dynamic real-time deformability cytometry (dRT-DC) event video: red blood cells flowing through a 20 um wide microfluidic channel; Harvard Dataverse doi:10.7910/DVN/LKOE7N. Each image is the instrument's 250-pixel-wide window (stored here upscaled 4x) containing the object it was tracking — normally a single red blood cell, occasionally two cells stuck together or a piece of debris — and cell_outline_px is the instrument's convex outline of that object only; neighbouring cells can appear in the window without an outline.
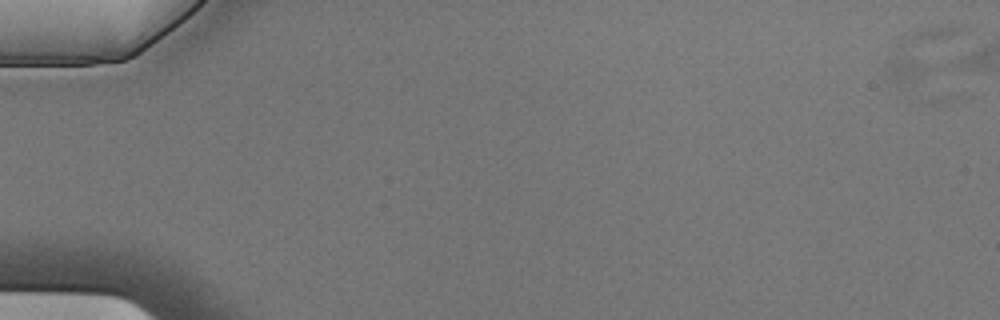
{"species": "Egyptian fruit bat (a non-hibernating species)", "species_latin": "Rousettus aegyptiacus", "temperature_condition": "cold", "stored_images_in_passage": 5, "camera_frame_rate_fps": 3000, "um_per_image_px": 0.085, "animal": {"sex": "male"}, "frame": {"image": 1, "passage_image": 3, "time_ms": 0.667, "image_size_px": [1000, 320], "cell_outline_px": [[968, 32], [928, 68], [912, 80], [900, 84], [888, 76], [884, 72], [884, 64], [888, 56], [900, 40], [912, 32], [920, 28], [956, 24], [964, 28]], "centroid_in_image_um": [78.28, 4.34], "position_along_channel_um": 6.7, "area_um2": 19.31}}